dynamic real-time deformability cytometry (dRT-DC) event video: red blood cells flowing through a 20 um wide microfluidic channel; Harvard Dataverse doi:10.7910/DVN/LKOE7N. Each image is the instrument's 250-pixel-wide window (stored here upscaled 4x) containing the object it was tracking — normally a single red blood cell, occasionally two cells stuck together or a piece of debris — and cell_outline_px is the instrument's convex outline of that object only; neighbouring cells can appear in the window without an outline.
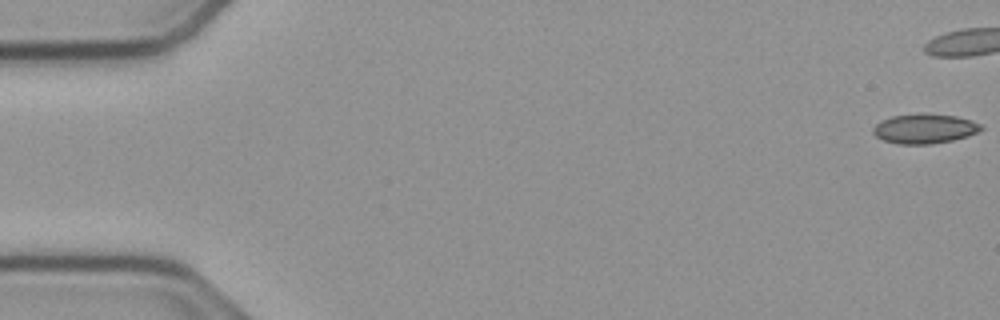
{"species": "common noctule bat (a hibernating species)", "species_latin": "Nyctalus noctula", "temperature_condition": "cold", "stored_images_in_passage": 43, "camera_frame_rate_fps": 3000, "um_per_image_px": 0.085, "animal": {"sex": "male", "body_mass_g": 23.1, "forearm_length_mm": 52.7}, "frame": {"image": 1, "passage_image": 1, "time_ms": 0.0, "image_size_px": [1000, 320], "cell_outline_px": [[984, 128], [968, 136], [952, 140], [928, 144], [900, 144], [884, 140], [876, 136], [872, 132], [872, 128], [880, 120], [892, 116], [924, 112], [956, 116], [972, 120], [980, 124]], "centroid_in_image_um": [78.57, 10.91], "position_along_channel_um": 6.4, "area_um2": 18.79}}
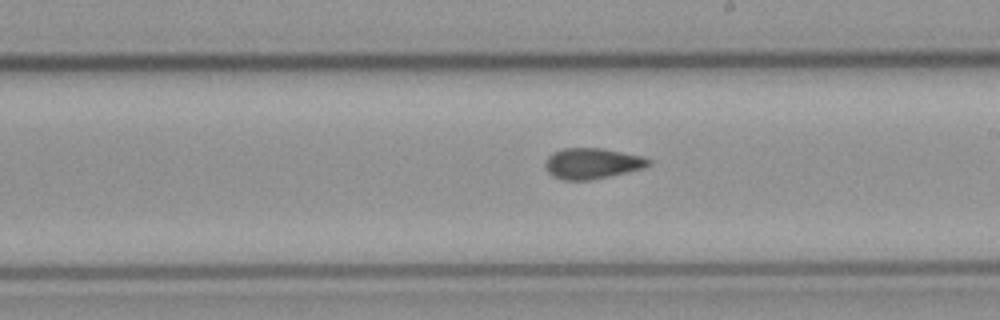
{"frame": {"image": 2, "passage_image": 31, "time_ms": 10.0, "image_size_px": [1000, 320], "cell_outline_px": [[652, 164], [644, 168], [608, 176], [588, 180], [564, 180], [552, 176], [548, 172], [544, 164], [548, 156], [552, 152], [564, 148], [604, 148], [644, 156], [652, 160]], "centroid_in_image_um": [50.35, 13.88], "position_along_channel_um": 238.6, "area_um2": 18.67}}
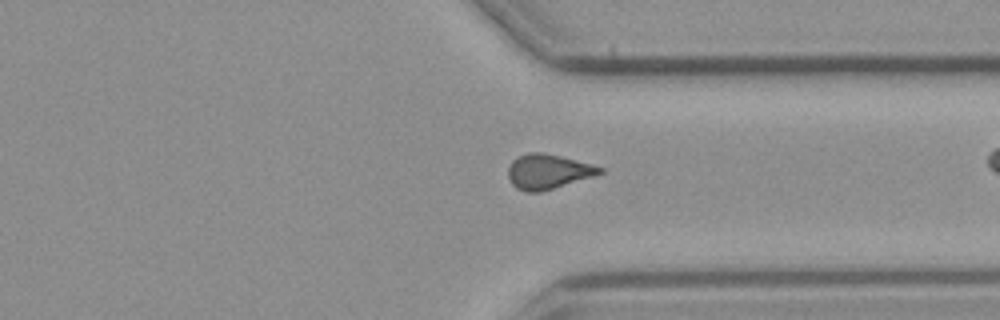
{"frame": {"image": 3, "passage_image": 41, "time_ms": 13.333, "image_size_px": [1000, 320], "cell_outline_px": [[604, 172], [592, 176], [540, 192], [528, 192], [516, 188], [512, 184], [508, 176], [508, 168], [512, 160], [528, 152], [544, 152], [592, 164], [604, 168]], "centroid_in_image_um": [46.56, 14.57], "position_along_channel_um": 364.8, "area_um2": 18.38}}